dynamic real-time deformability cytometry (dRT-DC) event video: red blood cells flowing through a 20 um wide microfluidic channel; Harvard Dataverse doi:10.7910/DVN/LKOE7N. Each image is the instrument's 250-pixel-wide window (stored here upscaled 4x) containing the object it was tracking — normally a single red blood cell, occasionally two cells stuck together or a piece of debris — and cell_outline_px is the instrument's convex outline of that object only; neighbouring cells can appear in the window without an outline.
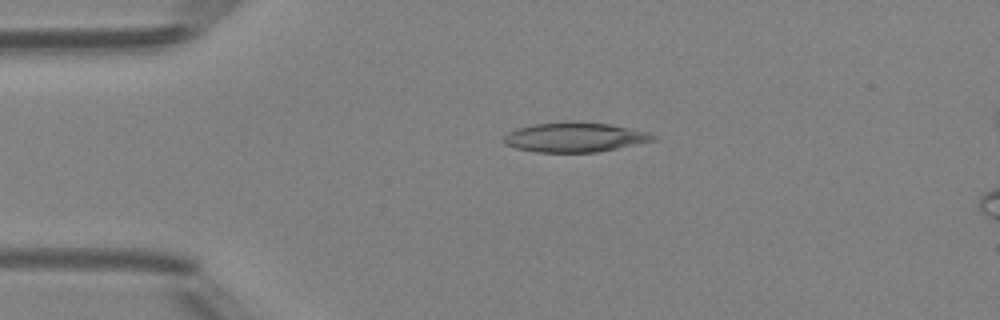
{"species": "Egyptian fruit bat (a non-hibernating species)", "species_latin": "Rousettus aegyptiacus", "temperature_condition": "room temperature", "stored_images_in_passage": 43, "camera_frame_rate_fps": 3000, "um_per_image_px": 0.085, "animal": {"sex": "female"}, "frame": {"image": 1, "passage_image": 5, "time_ms": 1.333, "image_size_px": [1000, 320], "cell_outline_px": [[656, 140], [596, 152], [536, 152], [516, 148], [504, 144], [500, 140], [508, 132], [516, 128], [532, 124], [564, 120], [572, 120], [612, 124], [648, 132], [656, 136]], "centroid_in_image_um": [48.8, 11.64], "position_along_channel_um": 36.2, "area_um2": 26.24}}
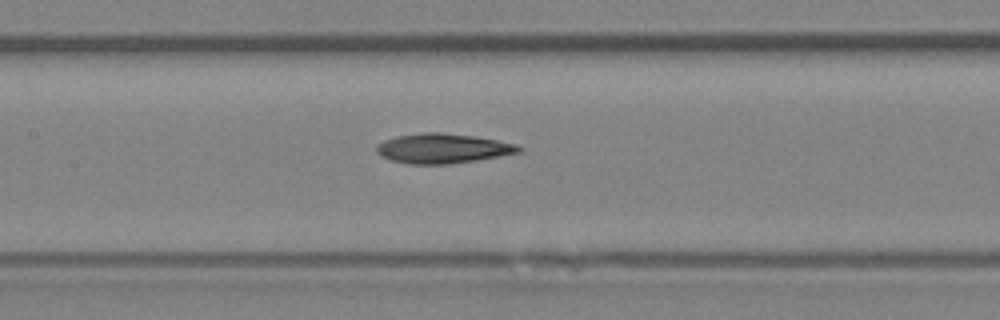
{"frame": {"image": 2, "passage_image": 17, "time_ms": 5.333, "image_size_px": [1000, 320], "cell_outline_px": [[524, 148], [520, 152], [500, 156], [448, 164], [408, 164], [392, 160], [380, 156], [376, 152], [376, 144], [384, 140], [396, 136], [424, 132], [440, 132], [476, 136], [516, 144]], "centroid_in_image_um": [37.61, 12.61], "position_along_channel_um": 169.8, "area_um2": 24.68}}
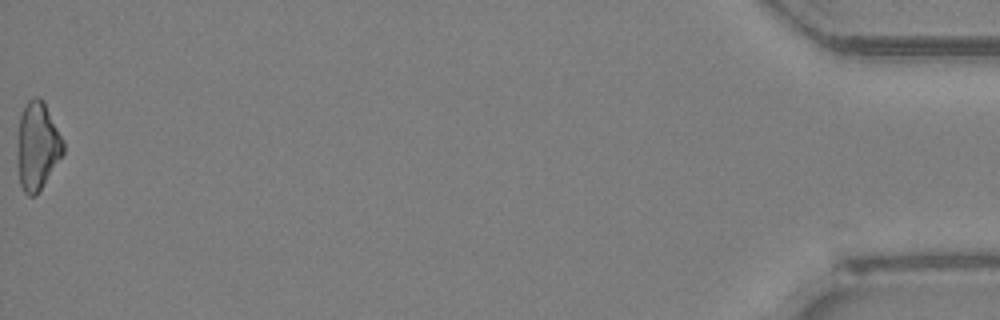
{"frame": {"image": 3, "passage_image": 43, "time_ms": 14.0, "image_size_px": [1000, 320], "cell_outline_px": [[64, 152], [36, 196], [28, 196], [24, 192], [20, 184], [16, 148], [20, 116], [28, 100], [32, 96], [40, 96], [44, 100], [64, 140]], "centroid_in_image_um": [3.17, 12.38], "position_along_channel_um": 432.0, "area_um2": 23.76}, "authors_computed_cell_mechanics": {"area_um2": 24.1026, "velocity_mm_per_s": 4.2231, "shape_relaxation_time_tau1_ms": 5.7536, "shape_relaxation_time_tau2_ms": null, "deformation_change_tau1": 0.1393, "deformation_change_tau2": null}}